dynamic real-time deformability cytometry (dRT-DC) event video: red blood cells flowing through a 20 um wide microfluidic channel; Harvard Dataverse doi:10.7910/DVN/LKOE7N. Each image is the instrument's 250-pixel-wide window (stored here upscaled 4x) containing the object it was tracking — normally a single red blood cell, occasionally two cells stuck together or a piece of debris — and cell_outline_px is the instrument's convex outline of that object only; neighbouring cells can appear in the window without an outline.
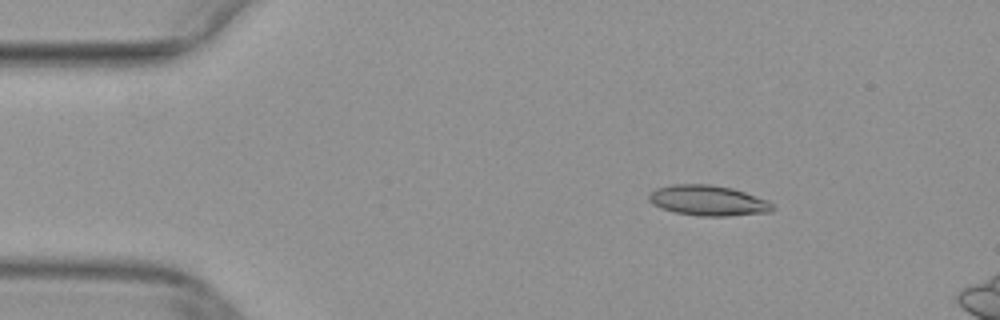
{"species": "common noctule bat (a hibernating species)", "species_latin": "Nyctalus noctula", "temperature_condition": "warm", "stored_images_in_passage": 7, "camera_frame_rate_fps": 3000, "um_per_image_px": 0.085, "animal": {"sex": "female", "body_mass_g": 29.2, "forearm_length_mm": 56.3}, "frame": {"image": 1, "passage_image": 1, "time_ms": 0.0, "image_size_px": [1000, 320], "cell_outline_px": [[776, 208], [772, 212], [728, 216], [700, 216], [672, 212], [660, 208], [652, 204], [648, 200], [648, 192], [656, 188], [672, 184], [712, 184], [732, 188], [768, 200], [776, 204]], "centroid_in_image_um": [60.19, 17.05], "position_along_channel_um": 24.8, "area_um2": 22.37}}